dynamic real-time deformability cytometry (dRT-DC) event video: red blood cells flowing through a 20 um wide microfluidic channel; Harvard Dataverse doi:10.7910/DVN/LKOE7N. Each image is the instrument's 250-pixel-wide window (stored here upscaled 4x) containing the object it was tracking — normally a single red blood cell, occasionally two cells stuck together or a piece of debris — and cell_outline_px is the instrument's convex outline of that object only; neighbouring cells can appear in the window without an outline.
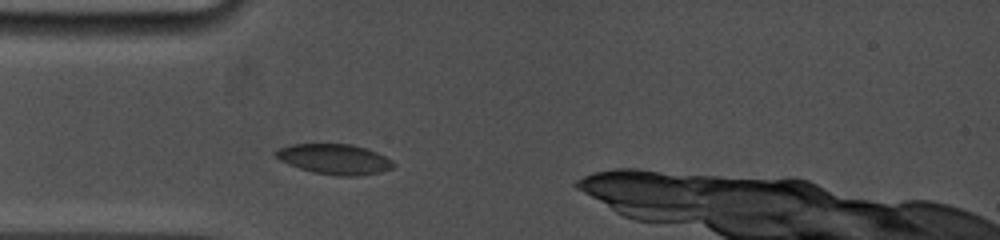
{"species": "common noctule bat (a hibernating species)", "species_latin": "Nyctalus noctula", "temperature_condition": "cold", "stored_images_in_passage": 52, "camera_frame_rate_fps": 5000, "um_per_image_px": 0.085, "animal": {"sex": "female", "body_mass_g": 19.0, "forearm_length_mm": 53.3}, "frame": {"image": 1, "passage_image": 1, "time_ms": 0.0, "image_size_px": [1000, 240], "cell_outline_px": [[396, 164], [392, 168], [380, 172], [356, 176], [336, 176], [312, 172], [288, 164], [280, 160], [272, 152], [280, 148], [292, 144], [352, 144], [376, 152], [392, 160]], "centroid_in_image_um": [28.42, 13.53], "position_along_channel_um": 56.6, "area_um2": 20.69}}
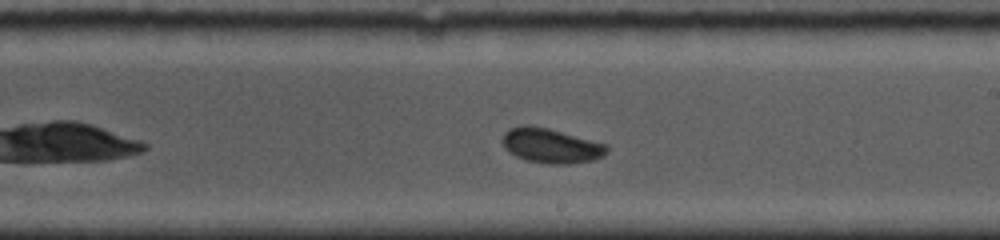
{"frame": {"image": 2, "passage_image": 24, "time_ms": 5.0, "image_size_px": [1000, 240], "cell_outline_px": [[608, 152], [604, 156], [596, 160], [568, 164], [548, 164], [524, 160], [508, 152], [504, 148], [500, 140], [504, 132], [508, 128], [524, 124], [528, 124], [548, 128], [608, 144]], "centroid_in_image_um": [46.81, 12.38], "position_along_channel_um": 242.2, "area_um2": 21.68}}
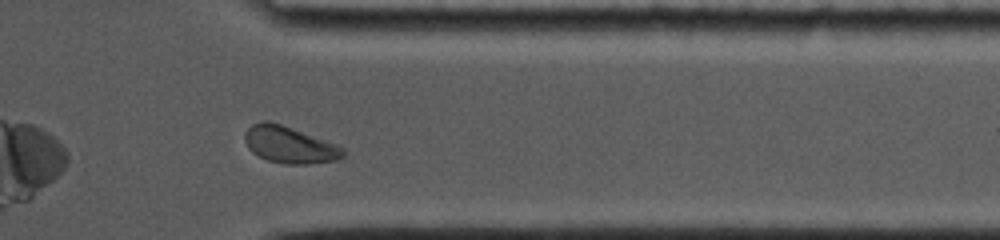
{"frame": {"image": 3, "passage_image": 42, "time_ms": 8.8, "image_size_px": [1000, 240], "cell_outline_px": [[344, 156], [336, 160], [308, 164], [288, 164], [268, 160], [252, 152], [248, 148], [244, 140], [244, 132], [252, 124], [264, 120], [268, 120], [280, 124], [336, 144], [344, 148]], "centroid_in_image_um": [24.58, 12.3], "position_along_channel_um": 386.8, "area_um2": 20.87}}